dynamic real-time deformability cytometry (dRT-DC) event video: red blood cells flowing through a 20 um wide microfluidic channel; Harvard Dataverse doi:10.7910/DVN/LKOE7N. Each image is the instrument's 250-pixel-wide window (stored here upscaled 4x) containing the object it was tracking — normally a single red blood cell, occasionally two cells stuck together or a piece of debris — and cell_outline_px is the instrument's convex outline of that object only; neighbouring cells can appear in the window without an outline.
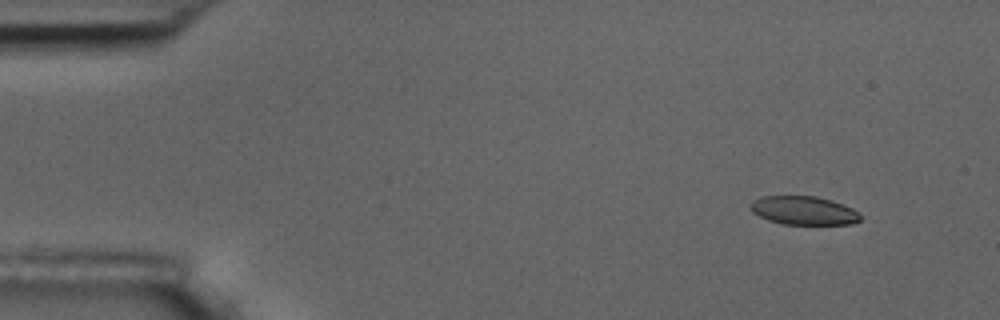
{"species": "common noctule bat (a hibernating species)", "species_latin": "Nyctalus noctula", "temperature_condition": "room temperature", "stored_images_in_passage": 4, "camera_frame_rate_fps": 3000, "um_per_image_px": 0.085, "animal": {"sex": "male", "body_mass_g": 17.5, "forearm_length_mm": 52.3}, "frame": {"image": 1, "passage_image": 1, "time_ms": 0.0, "image_size_px": [1000, 320], "cell_outline_px": [[860, 220], [852, 224], [784, 224], [768, 220], [752, 212], [752, 200], [760, 196], [816, 196], [832, 200], [852, 208], [860, 216]], "centroid_in_image_um": [68.31, 17.89], "position_along_channel_um": 16.7, "area_um2": 18.15}}
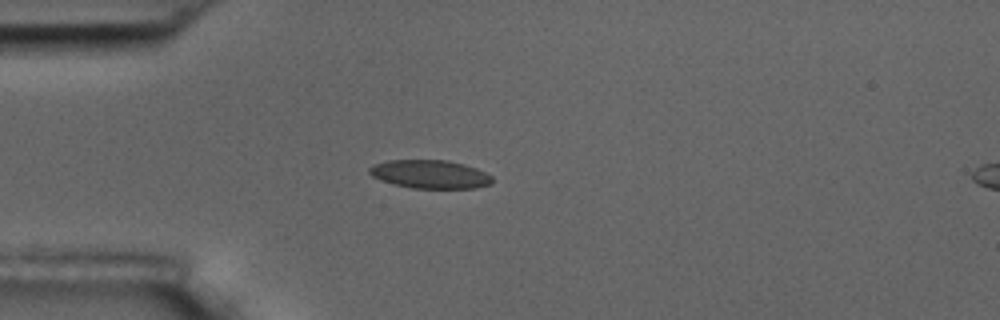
{"frame": {"image": 2, "passage_image": 4, "time_ms": 3.333, "image_size_px": [1000, 320], "cell_outline_px": [[492, 184], [476, 188], [412, 188], [392, 184], [372, 176], [368, 172], [368, 168], [372, 164], [388, 160], [448, 160], [464, 164], [476, 168], [492, 176]], "centroid_in_image_um": [36.53, 14.81], "position_along_channel_um": 48.5, "area_um2": 20.46}}